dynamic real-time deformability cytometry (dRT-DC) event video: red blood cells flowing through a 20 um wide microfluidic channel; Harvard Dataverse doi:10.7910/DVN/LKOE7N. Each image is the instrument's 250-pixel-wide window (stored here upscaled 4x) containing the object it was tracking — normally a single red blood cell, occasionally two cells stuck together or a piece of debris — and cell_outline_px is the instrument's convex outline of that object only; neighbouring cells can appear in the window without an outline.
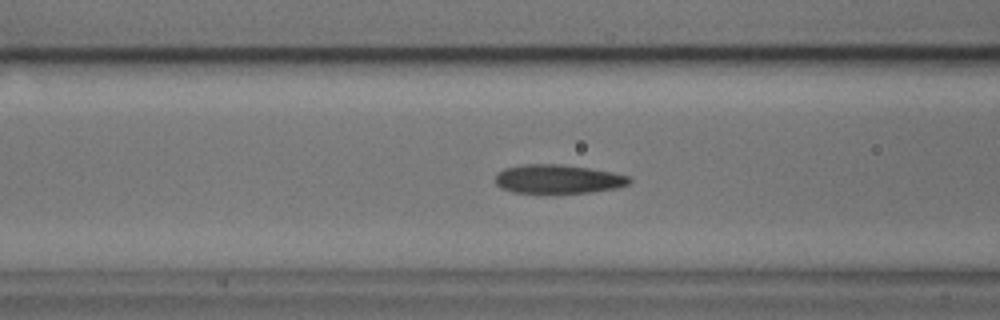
{"species": "common noctule bat (a hibernating species)", "species_latin": "Nyctalus noctula", "temperature_condition": "cold", "stored_images_in_passage": 42, "segment_of_instrument_passage": [1, 2], "camera_frame_rate_fps": 3000, "um_per_image_px": 0.085, "animal": {"sex": "male", "body_mass_g": 17.9, "forearm_length_mm": 54.2}, "frame": {"image": 1, "passage_image": 7, "time_ms": 2.0, "image_size_px": [1000, 320], "cell_outline_px": [[632, 180], [628, 184], [616, 188], [592, 192], [512, 192], [500, 188], [496, 184], [496, 172], [504, 168], [524, 164], [560, 164], [588, 168], [612, 172], [628, 176]], "centroid_in_image_um": [47.4, 15.21], "position_along_channel_um": 119.2, "area_um2": 22.37}}
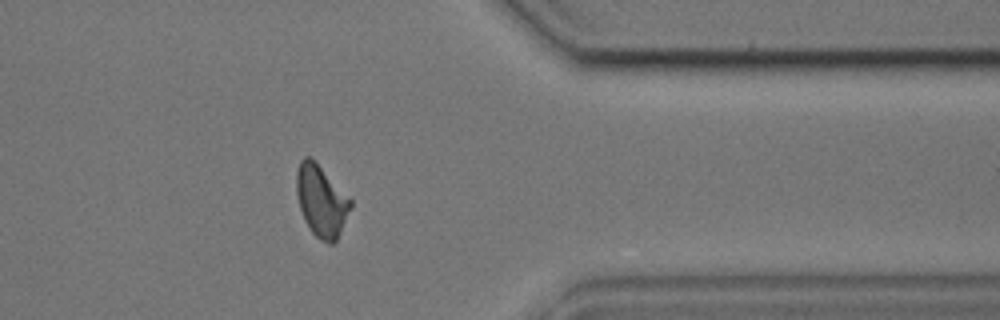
{"frame": {"image": 2, "passage_image": 30, "time_ms": 9.667, "image_size_px": [1000, 320], "cell_outline_px": [[352, 208], [336, 240], [332, 244], [328, 244], [320, 240], [312, 232], [304, 220], [300, 208], [296, 192], [296, 172], [300, 160], [304, 156], [312, 156], [352, 200]], "centroid_in_image_um": [27.31, 17.04], "position_along_channel_um": 384.1, "area_um2": 22.77}}
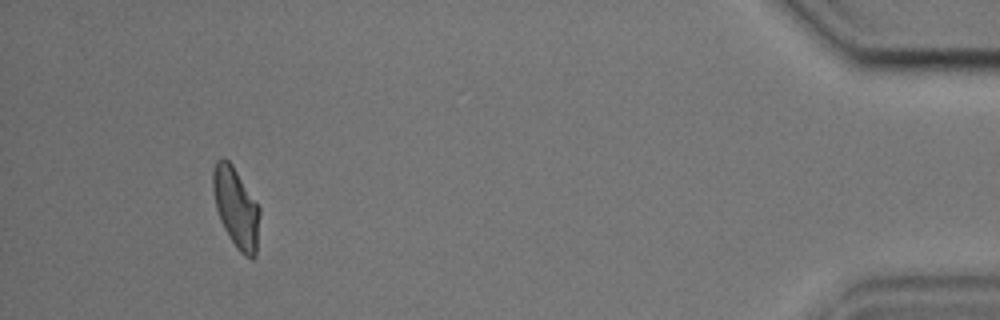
{"frame": {"image": 3, "passage_image": 37, "time_ms": 12.0, "image_size_px": [1000, 320], "cell_outline_px": [[260, 212], [256, 256], [252, 260], [244, 256], [236, 248], [228, 236], [220, 220], [216, 208], [212, 188], [212, 172], [216, 160], [220, 156], [224, 156], [232, 164], [260, 208]], "centroid_in_image_um": [20.05, 17.65], "position_along_channel_um": 415.1, "area_um2": 22.02}}